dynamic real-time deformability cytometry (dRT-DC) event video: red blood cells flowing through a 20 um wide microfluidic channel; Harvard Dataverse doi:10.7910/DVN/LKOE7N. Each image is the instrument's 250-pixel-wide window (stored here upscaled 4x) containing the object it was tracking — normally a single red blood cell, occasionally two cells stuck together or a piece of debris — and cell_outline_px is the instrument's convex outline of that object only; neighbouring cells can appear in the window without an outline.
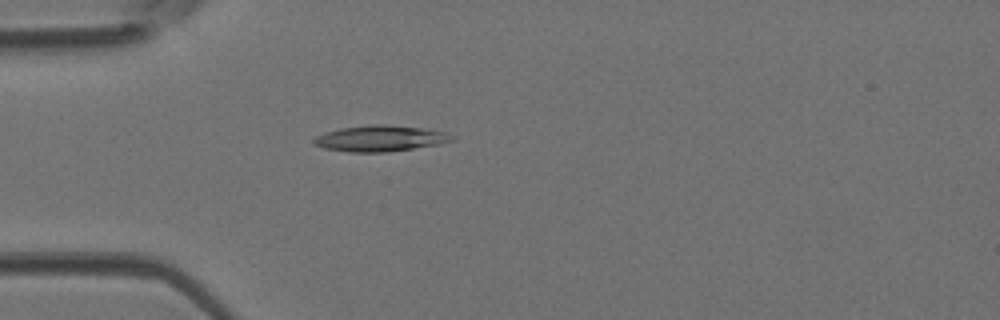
{"species": "Egyptian fruit bat (a non-hibernating species)", "species_latin": "Rousettus aegyptiacus", "temperature_condition": "room temperature", "stored_images_in_passage": 14, "camera_frame_rate_fps": 3000, "um_per_image_px": 0.085, "animal": {"sex": "female"}, "frame": {"image": 1, "passage_image": 2, "time_ms": 0.333, "image_size_px": [1000, 320], "cell_outline_px": [[452, 140], [440, 144], [384, 152], [348, 152], [324, 148], [312, 144], [312, 140], [316, 136], [324, 132], [340, 128], [372, 124], [384, 124], [424, 128], [448, 132], [452, 136]], "centroid_in_image_um": [32.27, 11.76], "position_along_channel_um": 52.7, "area_um2": 20.92}}
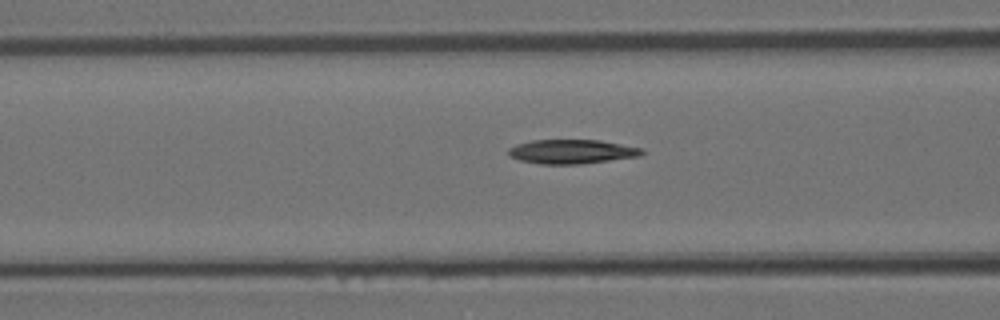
{"frame": {"image": 2, "passage_image": 7, "time_ms": 2.0, "image_size_px": [1000, 320], "cell_outline_px": [[644, 152], [640, 156], [580, 164], [540, 164], [520, 160], [508, 156], [508, 148], [516, 144], [532, 140], [600, 140], [644, 148]], "centroid_in_image_um": [48.59, 12.88], "position_along_channel_um": 118.0, "area_um2": 18.9}}
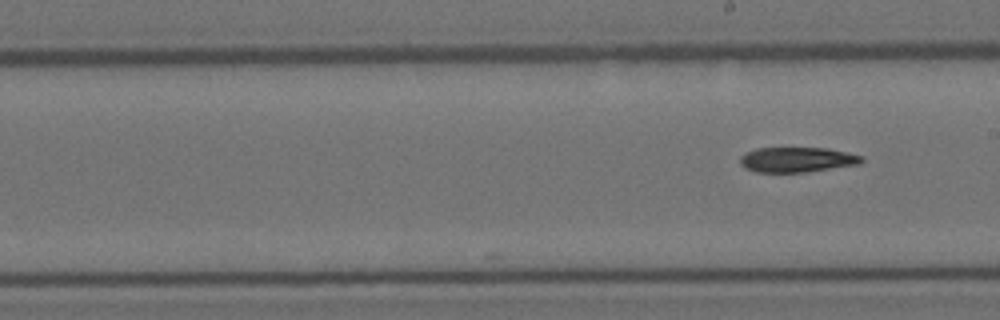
{"frame": {"image": 3, "passage_image": 14, "time_ms": 4.333, "image_size_px": [1000, 320], "cell_outline_px": [[864, 160], [860, 164], [804, 172], [756, 172], [744, 168], [740, 164], [740, 156], [756, 148], [828, 148], [864, 156]], "centroid_in_image_um": [67.75, 13.57], "position_along_channel_um": 221.2, "area_um2": 17.74}}